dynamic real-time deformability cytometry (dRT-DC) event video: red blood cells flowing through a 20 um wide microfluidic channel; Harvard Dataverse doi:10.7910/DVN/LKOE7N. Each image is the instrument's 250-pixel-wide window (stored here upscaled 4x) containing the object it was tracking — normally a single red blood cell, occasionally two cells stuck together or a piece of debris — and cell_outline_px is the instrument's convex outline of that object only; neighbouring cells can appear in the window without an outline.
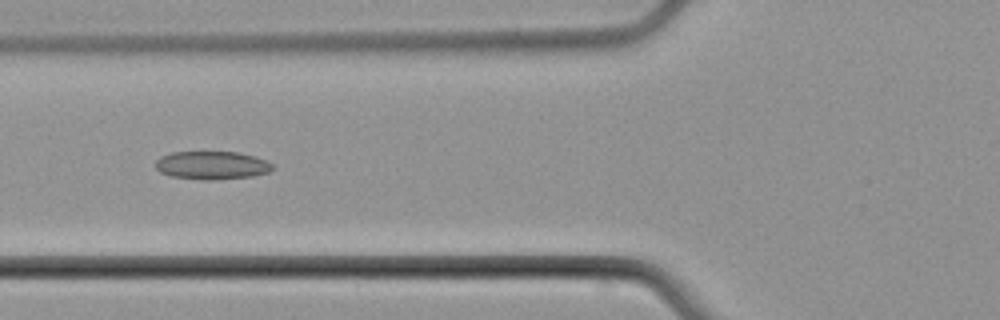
{"species": "common noctule bat (a hibernating species)", "species_latin": "Nyctalus noctula", "temperature_condition": "cold", "stored_images_in_passage": 4, "camera_frame_rate_fps": 3000, "um_per_image_px": 0.085, "animal": {"sex": "male", "body_mass_g": 21.5, "forearm_length_mm": 52.0}, "frame": {"image": 1, "passage_image": 3, "time_ms": 2.333, "image_size_px": [1000, 320], "cell_outline_px": [[276, 168], [268, 172], [252, 176], [212, 180], [204, 180], [172, 176], [160, 172], [156, 168], [156, 160], [160, 156], [172, 152], [240, 152], [264, 160], [272, 164]], "centroid_in_image_um": [18.0, 14.05], "position_along_channel_um": 107.8, "area_um2": 19.13}}
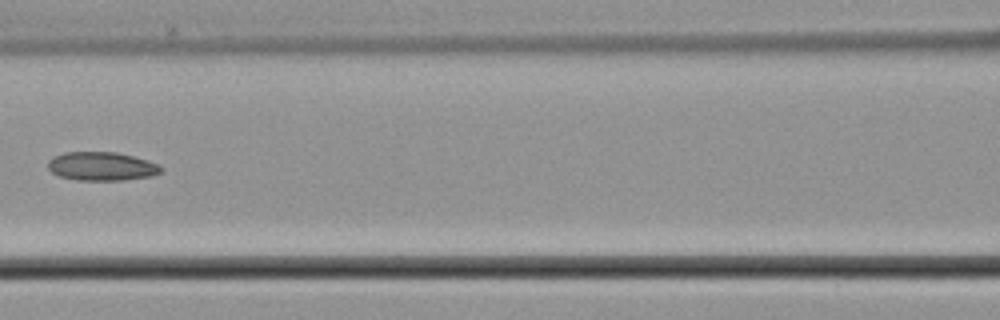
{"frame": {"image": 2, "passage_image": 4, "time_ms": 3.667, "image_size_px": [1000, 320], "cell_outline_px": [[164, 168], [160, 172], [148, 176], [124, 180], [80, 180], [60, 176], [52, 172], [48, 168], [48, 160], [52, 156], [64, 152], [116, 152], [148, 160]], "centroid_in_image_um": [8.6, 14.12], "position_along_channel_um": 158.0, "area_um2": 18.73}}